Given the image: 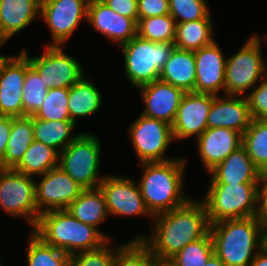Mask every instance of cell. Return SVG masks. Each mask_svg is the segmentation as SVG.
<instances>
[{
	"label": "cell",
	"instance_id": "obj_43",
	"mask_svg": "<svg viewBox=\"0 0 267 266\" xmlns=\"http://www.w3.org/2000/svg\"><path fill=\"white\" fill-rule=\"evenodd\" d=\"M12 116L0 115V167L3 168V158L7 149L11 132Z\"/></svg>",
	"mask_w": 267,
	"mask_h": 266
},
{
	"label": "cell",
	"instance_id": "obj_38",
	"mask_svg": "<svg viewBox=\"0 0 267 266\" xmlns=\"http://www.w3.org/2000/svg\"><path fill=\"white\" fill-rule=\"evenodd\" d=\"M169 14L176 24L211 19L206 0H169Z\"/></svg>",
	"mask_w": 267,
	"mask_h": 266
},
{
	"label": "cell",
	"instance_id": "obj_46",
	"mask_svg": "<svg viewBox=\"0 0 267 266\" xmlns=\"http://www.w3.org/2000/svg\"><path fill=\"white\" fill-rule=\"evenodd\" d=\"M206 266H225V264L213 254L207 261Z\"/></svg>",
	"mask_w": 267,
	"mask_h": 266
},
{
	"label": "cell",
	"instance_id": "obj_47",
	"mask_svg": "<svg viewBox=\"0 0 267 266\" xmlns=\"http://www.w3.org/2000/svg\"><path fill=\"white\" fill-rule=\"evenodd\" d=\"M156 266H175L170 260L157 261Z\"/></svg>",
	"mask_w": 267,
	"mask_h": 266
},
{
	"label": "cell",
	"instance_id": "obj_39",
	"mask_svg": "<svg viewBox=\"0 0 267 266\" xmlns=\"http://www.w3.org/2000/svg\"><path fill=\"white\" fill-rule=\"evenodd\" d=\"M93 251H85L71 256V266H113L116 256V247L111 248L108 244Z\"/></svg>",
	"mask_w": 267,
	"mask_h": 266
},
{
	"label": "cell",
	"instance_id": "obj_48",
	"mask_svg": "<svg viewBox=\"0 0 267 266\" xmlns=\"http://www.w3.org/2000/svg\"><path fill=\"white\" fill-rule=\"evenodd\" d=\"M260 171H267V164Z\"/></svg>",
	"mask_w": 267,
	"mask_h": 266
},
{
	"label": "cell",
	"instance_id": "obj_18",
	"mask_svg": "<svg viewBox=\"0 0 267 266\" xmlns=\"http://www.w3.org/2000/svg\"><path fill=\"white\" fill-rule=\"evenodd\" d=\"M86 20L120 46L137 35V23L133 19L114 12L101 0H89Z\"/></svg>",
	"mask_w": 267,
	"mask_h": 266
},
{
	"label": "cell",
	"instance_id": "obj_6",
	"mask_svg": "<svg viewBox=\"0 0 267 266\" xmlns=\"http://www.w3.org/2000/svg\"><path fill=\"white\" fill-rule=\"evenodd\" d=\"M124 54V71L134 87L159 80L160 72L171 52L174 43L152 42L140 36H134L121 45Z\"/></svg>",
	"mask_w": 267,
	"mask_h": 266
},
{
	"label": "cell",
	"instance_id": "obj_8",
	"mask_svg": "<svg viewBox=\"0 0 267 266\" xmlns=\"http://www.w3.org/2000/svg\"><path fill=\"white\" fill-rule=\"evenodd\" d=\"M261 39L251 35L240 50L226 60L225 96H240L267 75Z\"/></svg>",
	"mask_w": 267,
	"mask_h": 266
},
{
	"label": "cell",
	"instance_id": "obj_17",
	"mask_svg": "<svg viewBox=\"0 0 267 266\" xmlns=\"http://www.w3.org/2000/svg\"><path fill=\"white\" fill-rule=\"evenodd\" d=\"M196 61L195 92L218 96L225 93L226 58L217 42L194 51Z\"/></svg>",
	"mask_w": 267,
	"mask_h": 266
},
{
	"label": "cell",
	"instance_id": "obj_21",
	"mask_svg": "<svg viewBox=\"0 0 267 266\" xmlns=\"http://www.w3.org/2000/svg\"><path fill=\"white\" fill-rule=\"evenodd\" d=\"M197 143L202 163L209 172L242 145V134L228 128H207Z\"/></svg>",
	"mask_w": 267,
	"mask_h": 266
},
{
	"label": "cell",
	"instance_id": "obj_34",
	"mask_svg": "<svg viewBox=\"0 0 267 266\" xmlns=\"http://www.w3.org/2000/svg\"><path fill=\"white\" fill-rule=\"evenodd\" d=\"M213 254V240L210 232H208L199 240L186 245L170 261L175 266H206L207 261Z\"/></svg>",
	"mask_w": 267,
	"mask_h": 266
},
{
	"label": "cell",
	"instance_id": "obj_11",
	"mask_svg": "<svg viewBox=\"0 0 267 266\" xmlns=\"http://www.w3.org/2000/svg\"><path fill=\"white\" fill-rule=\"evenodd\" d=\"M29 56L22 50L17 57H0V115L23 117V86Z\"/></svg>",
	"mask_w": 267,
	"mask_h": 266
},
{
	"label": "cell",
	"instance_id": "obj_28",
	"mask_svg": "<svg viewBox=\"0 0 267 266\" xmlns=\"http://www.w3.org/2000/svg\"><path fill=\"white\" fill-rule=\"evenodd\" d=\"M211 21V19H198L176 24L175 47L196 51L213 43Z\"/></svg>",
	"mask_w": 267,
	"mask_h": 266
},
{
	"label": "cell",
	"instance_id": "obj_4",
	"mask_svg": "<svg viewBox=\"0 0 267 266\" xmlns=\"http://www.w3.org/2000/svg\"><path fill=\"white\" fill-rule=\"evenodd\" d=\"M141 164L144 173L138 185L153 216L179 208L191 199L182 194L185 159Z\"/></svg>",
	"mask_w": 267,
	"mask_h": 266
},
{
	"label": "cell",
	"instance_id": "obj_33",
	"mask_svg": "<svg viewBox=\"0 0 267 266\" xmlns=\"http://www.w3.org/2000/svg\"><path fill=\"white\" fill-rule=\"evenodd\" d=\"M176 22L166 14L158 17L139 19L137 35L152 42L174 43Z\"/></svg>",
	"mask_w": 267,
	"mask_h": 266
},
{
	"label": "cell",
	"instance_id": "obj_49",
	"mask_svg": "<svg viewBox=\"0 0 267 266\" xmlns=\"http://www.w3.org/2000/svg\"><path fill=\"white\" fill-rule=\"evenodd\" d=\"M265 244L267 245V228H266V233H265Z\"/></svg>",
	"mask_w": 267,
	"mask_h": 266
},
{
	"label": "cell",
	"instance_id": "obj_23",
	"mask_svg": "<svg viewBox=\"0 0 267 266\" xmlns=\"http://www.w3.org/2000/svg\"><path fill=\"white\" fill-rule=\"evenodd\" d=\"M41 0H0V43L29 25L40 15Z\"/></svg>",
	"mask_w": 267,
	"mask_h": 266
},
{
	"label": "cell",
	"instance_id": "obj_36",
	"mask_svg": "<svg viewBox=\"0 0 267 266\" xmlns=\"http://www.w3.org/2000/svg\"><path fill=\"white\" fill-rule=\"evenodd\" d=\"M48 88L39 74L30 66L26 70L23 86V116L34 115L42 106L47 96Z\"/></svg>",
	"mask_w": 267,
	"mask_h": 266
},
{
	"label": "cell",
	"instance_id": "obj_9",
	"mask_svg": "<svg viewBox=\"0 0 267 266\" xmlns=\"http://www.w3.org/2000/svg\"><path fill=\"white\" fill-rule=\"evenodd\" d=\"M35 182L14 168H0V206L11 216L26 217L33 229L40 215Z\"/></svg>",
	"mask_w": 267,
	"mask_h": 266
},
{
	"label": "cell",
	"instance_id": "obj_40",
	"mask_svg": "<svg viewBox=\"0 0 267 266\" xmlns=\"http://www.w3.org/2000/svg\"><path fill=\"white\" fill-rule=\"evenodd\" d=\"M252 119L267 120V75L258 87L246 96Z\"/></svg>",
	"mask_w": 267,
	"mask_h": 266
},
{
	"label": "cell",
	"instance_id": "obj_3",
	"mask_svg": "<svg viewBox=\"0 0 267 266\" xmlns=\"http://www.w3.org/2000/svg\"><path fill=\"white\" fill-rule=\"evenodd\" d=\"M32 232L44 243L70 256L99 249L111 240L98 228L76 219L66 209L41 213Z\"/></svg>",
	"mask_w": 267,
	"mask_h": 266
},
{
	"label": "cell",
	"instance_id": "obj_10",
	"mask_svg": "<svg viewBox=\"0 0 267 266\" xmlns=\"http://www.w3.org/2000/svg\"><path fill=\"white\" fill-rule=\"evenodd\" d=\"M129 136L141 163L171 160L163 156L174 140L170 124L141 114L130 126Z\"/></svg>",
	"mask_w": 267,
	"mask_h": 266
},
{
	"label": "cell",
	"instance_id": "obj_5",
	"mask_svg": "<svg viewBox=\"0 0 267 266\" xmlns=\"http://www.w3.org/2000/svg\"><path fill=\"white\" fill-rule=\"evenodd\" d=\"M209 224L228 219L261 216L259 183L210 184L202 201Z\"/></svg>",
	"mask_w": 267,
	"mask_h": 266
},
{
	"label": "cell",
	"instance_id": "obj_13",
	"mask_svg": "<svg viewBox=\"0 0 267 266\" xmlns=\"http://www.w3.org/2000/svg\"><path fill=\"white\" fill-rule=\"evenodd\" d=\"M89 0H41L40 16L52 33L53 46H61L87 19Z\"/></svg>",
	"mask_w": 267,
	"mask_h": 266
},
{
	"label": "cell",
	"instance_id": "obj_32",
	"mask_svg": "<svg viewBox=\"0 0 267 266\" xmlns=\"http://www.w3.org/2000/svg\"><path fill=\"white\" fill-rule=\"evenodd\" d=\"M27 249L28 266H71V256L44 243L33 232Z\"/></svg>",
	"mask_w": 267,
	"mask_h": 266
},
{
	"label": "cell",
	"instance_id": "obj_35",
	"mask_svg": "<svg viewBox=\"0 0 267 266\" xmlns=\"http://www.w3.org/2000/svg\"><path fill=\"white\" fill-rule=\"evenodd\" d=\"M68 101L69 88L49 89L44 103L33 116L47 121H71Z\"/></svg>",
	"mask_w": 267,
	"mask_h": 266
},
{
	"label": "cell",
	"instance_id": "obj_45",
	"mask_svg": "<svg viewBox=\"0 0 267 266\" xmlns=\"http://www.w3.org/2000/svg\"><path fill=\"white\" fill-rule=\"evenodd\" d=\"M249 266H267V245L257 251L255 258Z\"/></svg>",
	"mask_w": 267,
	"mask_h": 266
},
{
	"label": "cell",
	"instance_id": "obj_30",
	"mask_svg": "<svg viewBox=\"0 0 267 266\" xmlns=\"http://www.w3.org/2000/svg\"><path fill=\"white\" fill-rule=\"evenodd\" d=\"M34 139L55 149L58 153L69 146L80 134H71L75 124L72 121H47L32 115ZM70 137V138H68ZM61 148V150H59Z\"/></svg>",
	"mask_w": 267,
	"mask_h": 266
},
{
	"label": "cell",
	"instance_id": "obj_15",
	"mask_svg": "<svg viewBox=\"0 0 267 266\" xmlns=\"http://www.w3.org/2000/svg\"><path fill=\"white\" fill-rule=\"evenodd\" d=\"M104 194L109 215H149L138 184L120 176H105L99 185Z\"/></svg>",
	"mask_w": 267,
	"mask_h": 266
},
{
	"label": "cell",
	"instance_id": "obj_29",
	"mask_svg": "<svg viewBox=\"0 0 267 266\" xmlns=\"http://www.w3.org/2000/svg\"><path fill=\"white\" fill-rule=\"evenodd\" d=\"M58 159L59 153L55 149L34 139L14 169L31 177L32 175L42 176L58 166Z\"/></svg>",
	"mask_w": 267,
	"mask_h": 266
},
{
	"label": "cell",
	"instance_id": "obj_44",
	"mask_svg": "<svg viewBox=\"0 0 267 266\" xmlns=\"http://www.w3.org/2000/svg\"><path fill=\"white\" fill-rule=\"evenodd\" d=\"M259 208L261 216L267 221V171H260Z\"/></svg>",
	"mask_w": 267,
	"mask_h": 266
},
{
	"label": "cell",
	"instance_id": "obj_7",
	"mask_svg": "<svg viewBox=\"0 0 267 266\" xmlns=\"http://www.w3.org/2000/svg\"><path fill=\"white\" fill-rule=\"evenodd\" d=\"M99 139L91 133H80L59 153L58 166L84 189L98 188L103 178L100 167Z\"/></svg>",
	"mask_w": 267,
	"mask_h": 266
},
{
	"label": "cell",
	"instance_id": "obj_12",
	"mask_svg": "<svg viewBox=\"0 0 267 266\" xmlns=\"http://www.w3.org/2000/svg\"><path fill=\"white\" fill-rule=\"evenodd\" d=\"M46 52L38 57H29L30 66L39 74L49 89L70 88L84 76L82 66L61 46L48 45Z\"/></svg>",
	"mask_w": 267,
	"mask_h": 266
},
{
	"label": "cell",
	"instance_id": "obj_20",
	"mask_svg": "<svg viewBox=\"0 0 267 266\" xmlns=\"http://www.w3.org/2000/svg\"><path fill=\"white\" fill-rule=\"evenodd\" d=\"M251 120L246 97L215 96L208 113L207 128H228L243 134Z\"/></svg>",
	"mask_w": 267,
	"mask_h": 266
},
{
	"label": "cell",
	"instance_id": "obj_16",
	"mask_svg": "<svg viewBox=\"0 0 267 266\" xmlns=\"http://www.w3.org/2000/svg\"><path fill=\"white\" fill-rule=\"evenodd\" d=\"M214 95L185 92L172 126L173 138H198L207 129V119Z\"/></svg>",
	"mask_w": 267,
	"mask_h": 266
},
{
	"label": "cell",
	"instance_id": "obj_19",
	"mask_svg": "<svg viewBox=\"0 0 267 266\" xmlns=\"http://www.w3.org/2000/svg\"><path fill=\"white\" fill-rule=\"evenodd\" d=\"M145 103L142 115L173 124L185 92L161 80L138 87Z\"/></svg>",
	"mask_w": 267,
	"mask_h": 266
},
{
	"label": "cell",
	"instance_id": "obj_27",
	"mask_svg": "<svg viewBox=\"0 0 267 266\" xmlns=\"http://www.w3.org/2000/svg\"><path fill=\"white\" fill-rule=\"evenodd\" d=\"M83 76L69 88L68 110L71 121L76 125V117H87L96 113L102 102L101 93L93 83Z\"/></svg>",
	"mask_w": 267,
	"mask_h": 266
},
{
	"label": "cell",
	"instance_id": "obj_31",
	"mask_svg": "<svg viewBox=\"0 0 267 266\" xmlns=\"http://www.w3.org/2000/svg\"><path fill=\"white\" fill-rule=\"evenodd\" d=\"M242 145L255 166L261 170L267 164V120L252 119L242 134Z\"/></svg>",
	"mask_w": 267,
	"mask_h": 266
},
{
	"label": "cell",
	"instance_id": "obj_42",
	"mask_svg": "<svg viewBox=\"0 0 267 266\" xmlns=\"http://www.w3.org/2000/svg\"><path fill=\"white\" fill-rule=\"evenodd\" d=\"M114 12L138 22V0H101Z\"/></svg>",
	"mask_w": 267,
	"mask_h": 266
},
{
	"label": "cell",
	"instance_id": "obj_25",
	"mask_svg": "<svg viewBox=\"0 0 267 266\" xmlns=\"http://www.w3.org/2000/svg\"><path fill=\"white\" fill-rule=\"evenodd\" d=\"M66 210L79 221L95 228L109 215L104 194L99 187L84 189Z\"/></svg>",
	"mask_w": 267,
	"mask_h": 266
},
{
	"label": "cell",
	"instance_id": "obj_41",
	"mask_svg": "<svg viewBox=\"0 0 267 266\" xmlns=\"http://www.w3.org/2000/svg\"><path fill=\"white\" fill-rule=\"evenodd\" d=\"M169 14V0H138V20Z\"/></svg>",
	"mask_w": 267,
	"mask_h": 266
},
{
	"label": "cell",
	"instance_id": "obj_37",
	"mask_svg": "<svg viewBox=\"0 0 267 266\" xmlns=\"http://www.w3.org/2000/svg\"><path fill=\"white\" fill-rule=\"evenodd\" d=\"M157 260L150 249L140 240L134 238L125 245L116 246L113 266H156Z\"/></svg>",
	"mask_w": 267,
	"mask_h": 266
},
{
	"label": "cell",
	"instance_id": "obj_22",
	"mask_svg": "<svg viewBox=\"0 0 267 266\" xmlns=\"http://www.w3.org/2000/svg\"><path fill=\"white\" fill-rule=\"evenodd\" d=\"M208 173L210 184L259 183L260 170L241 145Z\"/></svg>",
	"mask_w": 267,
	"mask_h": 266
},
{
	"label": "cell",
	"instance_id": "obj_26",
	"mask_svg": "<svg viewBox=\"0 0 267 266\" xmlns=\"http://www.w3.org/2000/svg\"><path fill=\"white\" fill-rule=\"evenodd\" d=\"M33 140L32 116L12 117L10 137L3 158V168H15Z\"/></svg>",
	"mask_w": 267,
	"mask_h": 266
},
{
	"label": "cell",
	"instance_id": "obj_1",
	"mask_svg": "<svg viewBox=\"0 0 267 266\" xmlns=\"http://www.w3.org/2000/svg\"><path fill=\"white\" fill-rule=\"evenodd\" d=\"M151 236H139L157 261L170 260L189 243L204 237L210 228L204 203L190 199L183 206L153 216Z\"/></svg>",
	"mask_w": 267,
	"mask_h": 266
},
{
	"label": "cell",
	"instance_id": "obj_2",
	"mask_svg": "<svg viewBox=\"0 0 267 266\" xmlns=\"http://www.w3.org/2000/svg\"><path fill=\"white\" fill-rule=\"evenodd\" d=\"M267 221L262 216L228 219L210 224L214 254L225 266H249L265 245Z\"/></svg>",
	"mask_w": 267,
	"mask_h": 266
},
{
	"label": "cell",
	"instance_id": "obj_14",
	"mask_svg": "<svg viewBox=\"0 0 267 266\" xmlns=\"http://www.w3.org/2000/svg\"><path fill=\"white\" fill-rule=\"evenodd\" d=\"M42 176L40 182H35L36 206L40 214L67 209L84 190L59 166Z\"/></svg>",
	"mask_w": 267,
	"mask_h": 266
},
{
	"label": "cell",
	"instance_id": "obj_24",
	"mask_svg": "<svg viewBox=\"0 0 267 266\" xmlns=\"http://www.w3.org/2000/svg\"><path fill=\"white\" fill-rule=\"evenodd\" d=\"M159 80L184 92H195L196 61L194 51L174 48L160 72Z\"/></svg>",
	"mask_w": 267,
	"mask_h": 266
}]
</instances>
